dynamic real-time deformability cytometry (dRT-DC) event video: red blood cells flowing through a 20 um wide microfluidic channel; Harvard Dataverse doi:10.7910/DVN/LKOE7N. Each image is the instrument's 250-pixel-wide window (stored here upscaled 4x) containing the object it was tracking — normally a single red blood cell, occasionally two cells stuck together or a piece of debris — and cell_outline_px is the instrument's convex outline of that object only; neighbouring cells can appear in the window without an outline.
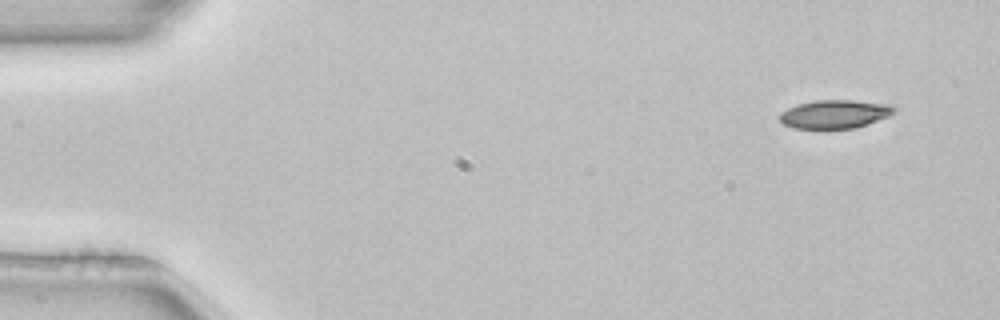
{"species": "common noctule bat (a hibernating species)", "species_latin": "Nyctalus noctula", "temperature_condition": "room temperature", "stored_images_in_passage": 5, "camera_frame_rate_fps": 3000, "um_per_image_px": 0.085, "animal": {"sex": "female", "body_mass_g": 22.7, "forearm_length_mm": 54.2}, "frame": {"image": 1, "passage_image": 1, "time_ms": 0.0, "image_size_px": [1000, 320], "cell_outline_px": [[896, 112], [888, 116], [868, 124], [856, 128], [792, 128], [784, 124], [780, 120], [780, 112], [796, 104], [816, 100], [852, 100], [888, 104], [896, 108]], "centroid_in_image_um": [70.95, 9.69], "position_along_channel_um": 14.0, "area_um2": 18.96}}
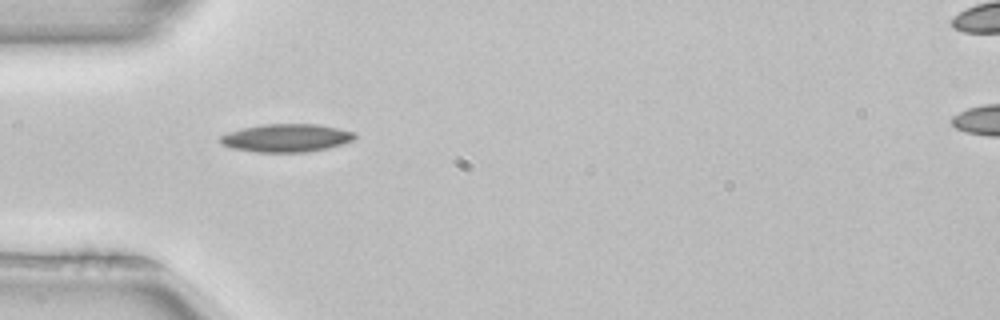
{"frame": {"image": 2, "passage_image": 4, "time_ms": 1.0, "image_size_px": [1000, 320], "cell_outline_px": [[356, 136], [352, 140], [328, 148], [304, 152], [256, 152], [232, 148], [220, 144], [220, 136], [228, 132], [260, 124], [320, 124], [340, 128], [356, 132]], "centroid_in_image_um": [24.34, 11.72], "position_along_channel_um": 60.7, "area_um2": 22.02}}